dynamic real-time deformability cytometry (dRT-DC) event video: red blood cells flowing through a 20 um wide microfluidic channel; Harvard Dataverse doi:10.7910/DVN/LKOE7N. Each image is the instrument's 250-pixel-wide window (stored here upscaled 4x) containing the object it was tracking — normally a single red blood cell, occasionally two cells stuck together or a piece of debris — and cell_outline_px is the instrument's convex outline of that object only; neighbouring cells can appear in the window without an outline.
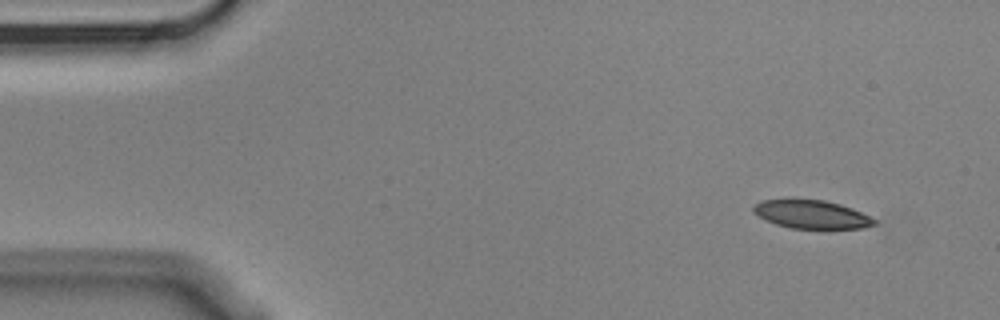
{"species": "Egyptian fruit bat (a non-hibernating species)", "species_latin": "Rousettus aegyptiacus", "temperature_condition": "cold", "stored_images_in_passage": 5, "camera_frame_rate_fps": 3000, "um_per_image_px": 0.085, "animal": {"sex": "male"}, "frame": {"image": 1, "passage_image": 1, "time_ms": 0.0, "image_size_px": [1000, 320], "cell_outline_px": [[876, 224], [864, 228], [792, 228], [776, 224], [764, 220], [752, 212], [752, 208], [760, 200], [792, 196], [824, 200], [840, 204], [852, 208], [876, 220]], "centroid_in_image_um": [68.88, 18.17], "position_along_channel_um": 16.1, "area_um2": 20.63}}
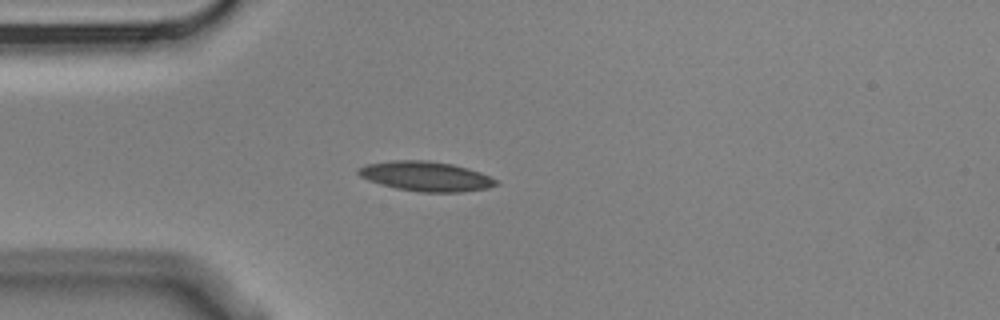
{"frame": {"image": 2, "passage_image": 4, "time_ms": 1.0, "image_size_px": [1000, 320], "cell_outline_px": [[500, 184], [488, 188], [460, 192], [420, 192], [396, 188], [380, 184], [368, 180], [360, 176], [356, 172], [356, 168], [368, 164], [392, 160], [428, 160], [452, 164], [468, 168], [480, 172], [496, 180]], "centroid_in_image_um": [36.18, 14.98], "position_along_channel_um": 48.8, "area_um2": 23.87}}